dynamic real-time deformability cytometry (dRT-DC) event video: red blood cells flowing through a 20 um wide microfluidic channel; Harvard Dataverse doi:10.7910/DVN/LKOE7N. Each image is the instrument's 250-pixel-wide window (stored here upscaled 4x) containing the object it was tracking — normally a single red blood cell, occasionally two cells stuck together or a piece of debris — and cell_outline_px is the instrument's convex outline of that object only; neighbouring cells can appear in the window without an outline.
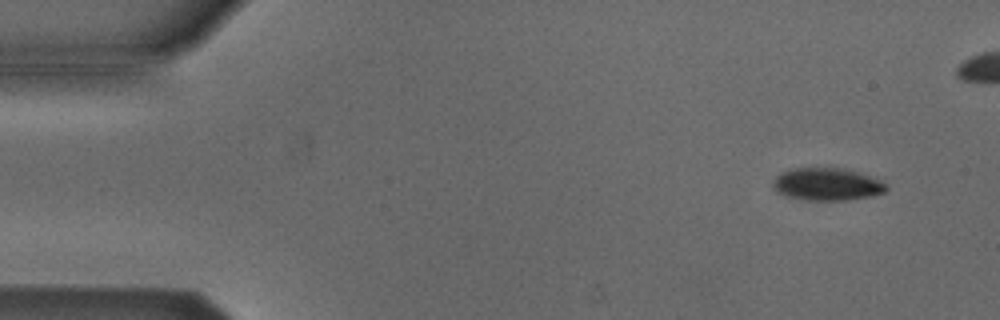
{"species": "Egyptian fruit bat (a non-hibernating species)", "species_latin": "Rousettus aegyptiacus", "temperature_condition": "cold", "stored_images_in_passage": 5, "camera_frame_rate_fps": 3000, "um_per_image_px": 0.085, "animal": {"sex": "male"}, "frame": {"image": 1, "passage_image": 1, "time_ms": 0.0, "image_size_px": [1000, 320], "cell_outline_px": [[888, 188], [884, 192], [872, 196], [844, 200], [808, 200], [788, 196], [776, 192], [772, 188], [772, 180], [780, 172], [792, 168], [840, 168], [856, 172], [880, 180], [888, 184]], "centroid_in_image_um": [70.26, 15.66], "position_along_channel_um": 14.7, "area_um2": 21.44}}